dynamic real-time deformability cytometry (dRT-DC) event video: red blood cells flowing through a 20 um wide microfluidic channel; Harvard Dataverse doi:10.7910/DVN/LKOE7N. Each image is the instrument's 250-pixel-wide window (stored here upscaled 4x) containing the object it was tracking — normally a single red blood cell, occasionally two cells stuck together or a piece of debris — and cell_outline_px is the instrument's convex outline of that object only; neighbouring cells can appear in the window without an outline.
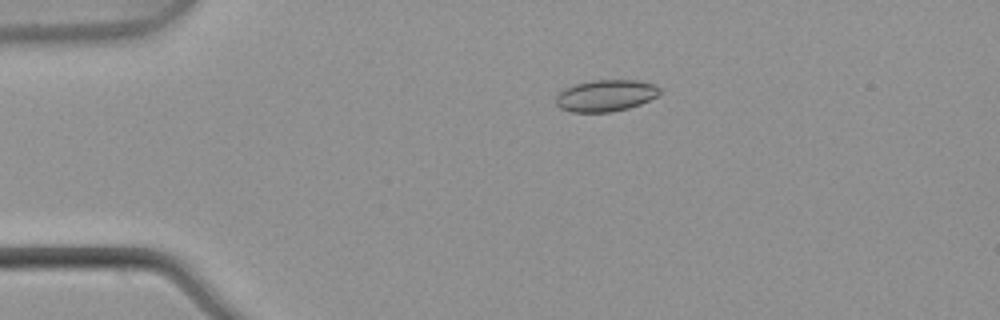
{"species": "common noctule bat (a hibernating species)", "species_latin": "Nyctalus noctula", "temperature_condition": "warm", "stored_images_in_passage": 3, "camera_frame_rate_fps": 3000, "um_per_image_px": 0.085, "animal": {"sex": "male", "body_mass_g": 21.5, "forearm_length_mm": 52.0}, "frame": {"image": 1, "passage_image": 1, "time_ms": 0.0, "image_size_px": [1000, 320], "cell_outline_px": [[660, 92], [656, 96], [640, 104], [628, 108], [612, 112], [572, 112], [560, 108], [556, 104], [556, 96], [564, 88], [576, 84], [592, 80], [636, 80], [652, 84], [660, 88]], "centroid_in_image_um": [51.46, 8.13], "position_along_channel_um": 33.5, "area_um2": 19.02}}
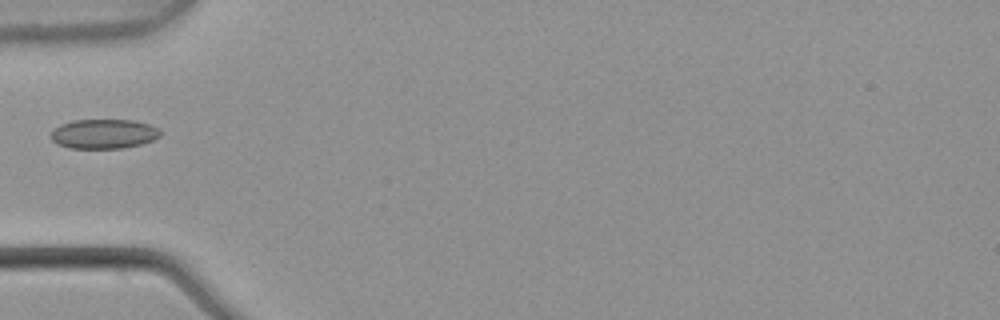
{"frame": {"image": 2, "passage_image": 3, "time_ms": 0.667, "image_size_px": [1000, 320], "cell_outline_px": [[160, 136], [152, 140], [140, 144], [124, 148], [72, 148], [56, 144], [52, 140], [52, 132], [60, 124], [72, 120], [136, 120], [160, 128]], "centroid_in_image_um": [8.84, 11.37], "position_along_channel_um": 76.2, "area_um2": 18.79}}